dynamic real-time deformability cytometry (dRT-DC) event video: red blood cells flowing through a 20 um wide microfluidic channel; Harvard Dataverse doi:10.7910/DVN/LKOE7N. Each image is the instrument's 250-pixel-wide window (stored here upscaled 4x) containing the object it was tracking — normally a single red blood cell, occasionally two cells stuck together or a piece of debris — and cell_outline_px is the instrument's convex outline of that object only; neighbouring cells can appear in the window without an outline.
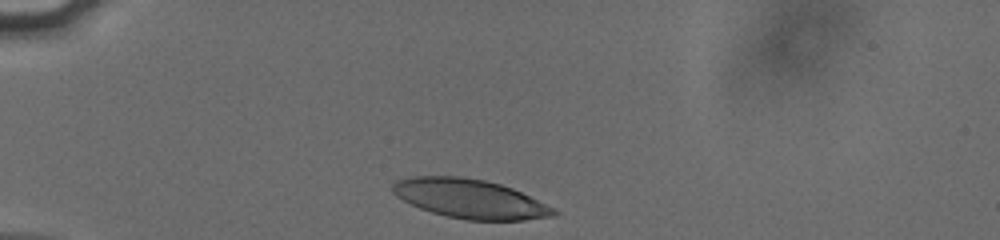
{"species": "human", "species_latin": "Homo sapiens", "temperature_condition": "cold", "stored_images_in_passage": 32, "camera_frame_rate_fps": 3000, "um_per_image_px": 0.085, "donor": {"sex": "male"}, "frame": {"image": 1, "passage_image": 1, "time_ms": 0.0, "image_size_px": [1000, 240], "cell_outline_px": [[560, 212], [556, 216], [524, 220], [464, 220], [432, 212], [420, 208], [396, 196], [392, 192], [392, 184], [396, 180], [412, 176], [460, 176], [484, 180], [500, 184], [512, 188]], "centroid_in_image_um": [39.92, 16.89], "position_along_channel_um": 45.1, "area_um2": 36.47}}
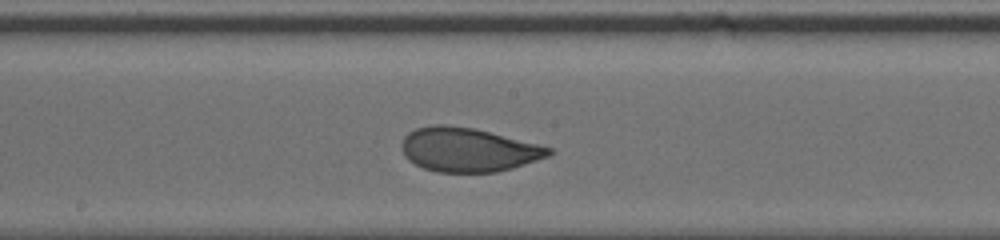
{"frame": {"image": 2, "passage_image": 17, "time_ms": 5.333, "image_size_px": [1000, 240], "cell_outline_px": [[556, 152], [548, 156], [512, 168], [496, 172], [436, 172], [424, 168], [408, 160], [404, 156], [400, 144], [404, 136], [408, 132], [416, 128], [436, 124], [440, 124], [472, 128], [556, 148]], "centroid_in_image_um": [39.79, 12.73], "position_along_channel_um": 208.4, "area_um2": 37.74}}
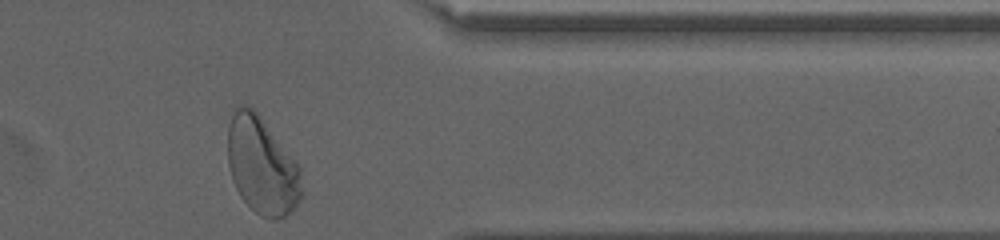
{"frame": {"image": 3, "passage_image": 32, "time_ms": 10.333, "image_size_px": [1000, 240], "cell_outline_px": [[304, 196], [292, 212], [280, 220], [268, 220], [260, 216], [240, 196], [232, 180], [228, 164], [228, 124], [236, 108], [240, 104], [244, 104], [252, 108], [256, 112], [300, 168], [304, 192]], "centroid_in_image_um": [22.28, 14.17], "position_along_channel_um": 389.1, "area_um2": 41.91}, "authors_computed_cell_mechanics": {"area_um2": 37.9746, "velocity_mm_per_s": 3.7992, "shape_relaxation_time_tau1_ms": 4.3396, "shape_relaxation_time_tau2_ms": 0.9706, "deformation_change_tau1": 0.1791, "deformation_change_tau2": 0.0521}}